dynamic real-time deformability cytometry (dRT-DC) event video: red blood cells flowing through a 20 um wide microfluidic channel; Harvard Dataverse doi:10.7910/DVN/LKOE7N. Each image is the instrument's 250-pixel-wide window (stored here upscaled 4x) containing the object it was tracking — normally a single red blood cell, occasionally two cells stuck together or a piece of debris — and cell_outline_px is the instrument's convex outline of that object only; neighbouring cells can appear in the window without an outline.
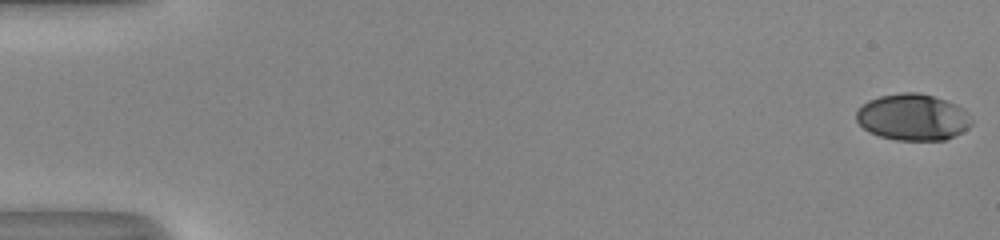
{"species": "human", "species_latin": "Homo sapiens", "temperature_condition": "room temperature", "stored_images_in_passage": 53, "camera_frame_rate_fps": 3000, "um_per_image_px": 0.085, "donor": {"sex": "male"}, "frame": {"image": 1, "passage_image": 1, "time_ms": 0.0, "image_size_px": [1000, 240], "cell_outline_px": [[972, 124], [968, 128], [944, 140], [896, 140], [880, 136], [868, 132], [856, 120], [856, 108], [868, 100], [880, 96], [900, 92], [920, 92], [956, 104], [964, 108], [972, 116]], "centroid_in_image_um": [77.58, 9.95], "position_along_channel_um": 7.4, "area_um2": 31.44}}
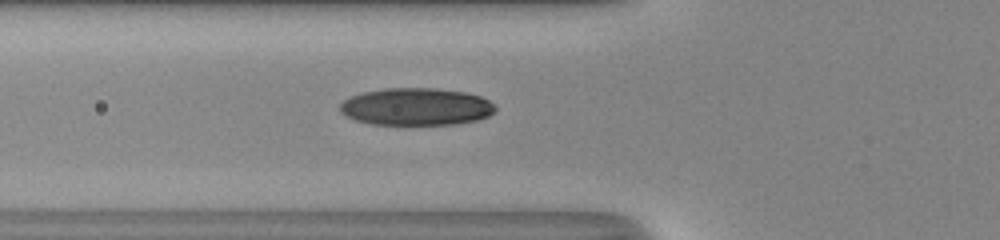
{"frame": {"image": 2, "passage_image": 21, "time_ms": 6.667, "image_size_px": [1000, 240], "cell_outline_px": [[496, 112], [488, 116], [476, 120], [456, 124], [372, 124], [356, 120], [340, 112], [340, 104], [348, 96], [360, 92], [384, 88], [436, 88], [464, 92], [480, 96], [496, 104]], "centroid_in_image_um": [35.38, 9.06], "position_along_channel_um": 90.4, "area_um2": 33.99}}
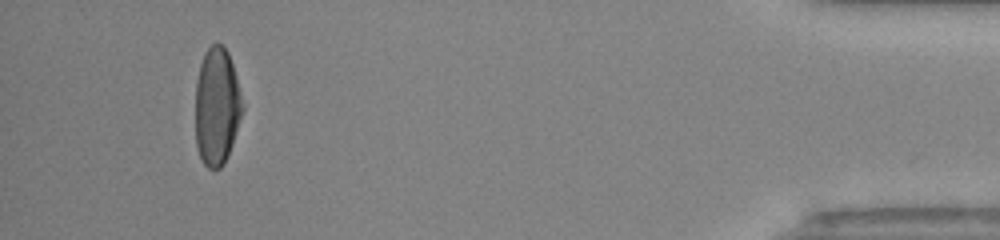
{"frame": {"image": 3, "passage_image": 50, "time_ms": 16.333, "image_size_px": [1000, 240], "cell_outline_px": [[244, 108], [228, 156], [220, 168], [208, 168], [204, 164], [200, 156], [196, 144], [196, 80], [200, 64], [204, 52], [212, 44], [220, 44], [228, 52], [236, 76], [244, 104]], "centroid_in_image_um": [18.43, 9.04], "position_along_channel_um": 416.8, "area_um2": 32.19}, "authors_computed_cell_mechanics": {"area_um2": 33.235, "velocity_mm_per_s": 4.0791, "shape_relaxation_time_tau1_ms": 4.4932, "shape_relaxation_time_tau2_ms": 1.074, "deformation_change_tau1": 0.2125, "deformation_change_tau2": 0.042}}